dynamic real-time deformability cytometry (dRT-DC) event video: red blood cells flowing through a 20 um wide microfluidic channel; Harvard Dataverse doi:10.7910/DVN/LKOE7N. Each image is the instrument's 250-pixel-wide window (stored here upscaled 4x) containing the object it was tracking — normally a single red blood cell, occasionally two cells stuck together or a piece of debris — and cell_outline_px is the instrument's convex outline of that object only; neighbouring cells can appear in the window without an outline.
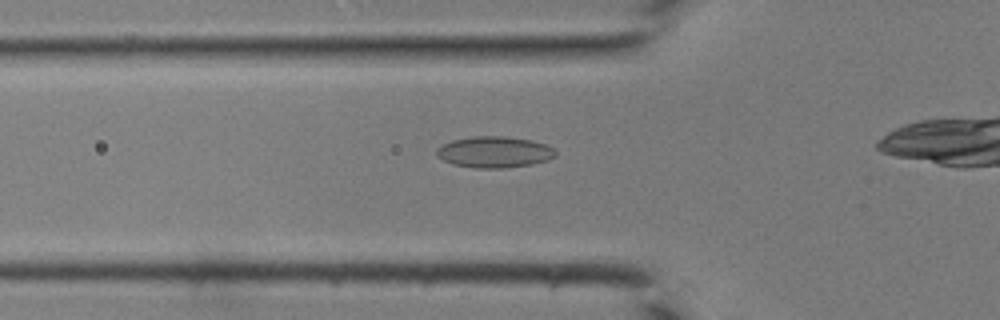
{"species": "common noctule bat (a hibernating species)", "species_latin": "Nyctalus noctula", "temperature_condition": "room temperature", "stored_images_in_passage": 29, "camera_frame_rate_fps": 3000, "um_per_image_px": 0.085, "animal": {"sex": "male", "body_mass_g": 19.0, "forearm_length_mm": 50.8}, "frame": {"image": 1, "passage_image": 8, "time_ms": 2.333, "image_size_px": [1000, 320], "cell_outline_px": [[556, 156], [548, 160], [532, 164], [504, 168], [476, 168], [452, 164], [436, 156], [436, 148], [440, 144], [452, 140], [472, 136], [504, 136], [532, 140], [544, 144], [552, 148], [556, 152]], "centroid_in_image_um": [41.98, 12.92], "position_along_channel_um": 83.8, "area_um2": 21.79}}
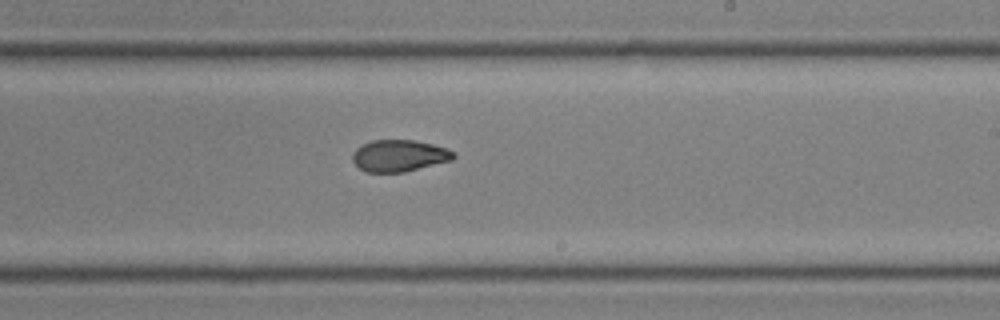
{"frame": {"image": 2, "passage_image": 19, "time_ms": 6.0, "image_size_px": [1000, 320], "cell_outline_px": [[456, 156], [452, 160], [404, 172], [364, 172], [352, 160], [352, 152], [356, 148], [372, 140], [416, 140], [448, 148], [456, 152]], "centroid_in_image_um": [33.95, 13.23], "position_along_channel_um": 255.1, "area_um2": 18.79}}
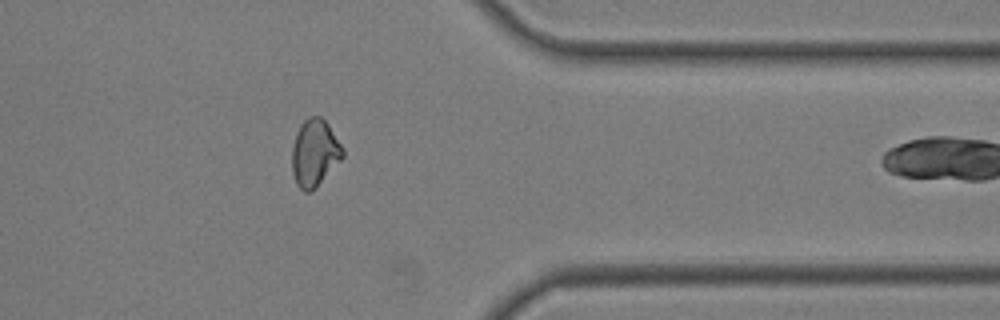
{"frame": {"image": 3, "passage_image": 28, "time_ms": 9.0, "image_size_px": [1000, 320], "cell_outline_px": [[344, 156], [316, 188], [312, 192], [304, 192], [296, 184], [292, 172], [292, 148], [296, 132], [300, 124], [308, 116], [320, 116], [328, 124], [344, 148]], "centroid_in_image_um": [26.74, 13.0], "position_along_channel_um": 384.7, "area_um2": 20.0}}